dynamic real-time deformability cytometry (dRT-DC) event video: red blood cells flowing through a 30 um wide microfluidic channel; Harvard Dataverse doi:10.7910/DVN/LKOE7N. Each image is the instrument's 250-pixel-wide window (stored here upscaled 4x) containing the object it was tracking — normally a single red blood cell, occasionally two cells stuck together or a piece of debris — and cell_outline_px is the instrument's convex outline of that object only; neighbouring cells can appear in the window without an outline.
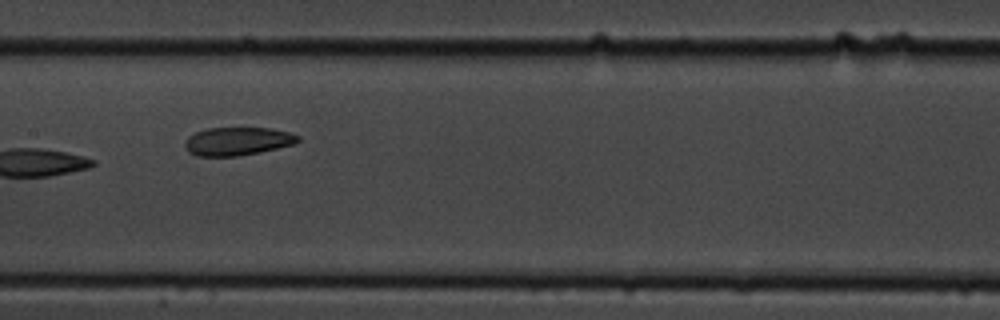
{"species": "common noctule bat (a hibernating species)", "species_latin": "Nyctalus noctula", "temperature_condition": "cold", "stored_images_in_passage": 10, "camera_frame_rate_fps": 3000, "um_per_image_px": 0.085, "animal": {"sex": "male", "body_mass_g": 19.5, "forearm_length_mm": 54.6}, "frame": {"image": 1, "passage_image": 9, "time_ms": 9.333, "image_size_px": [1000, 320], "cell_outline_px": [[300, 140], [296, 144], [260, 152], [236, 156], [196, 156], [188, 152], [184, 144], [188, 136], [196, 132], [208, 128], [272, 128], [288, 132], [300, 136]], "centroid_in_image_um": [20.2, 12.01], "position_along_channel_um": 187.2, "area_um2": 18.67}}
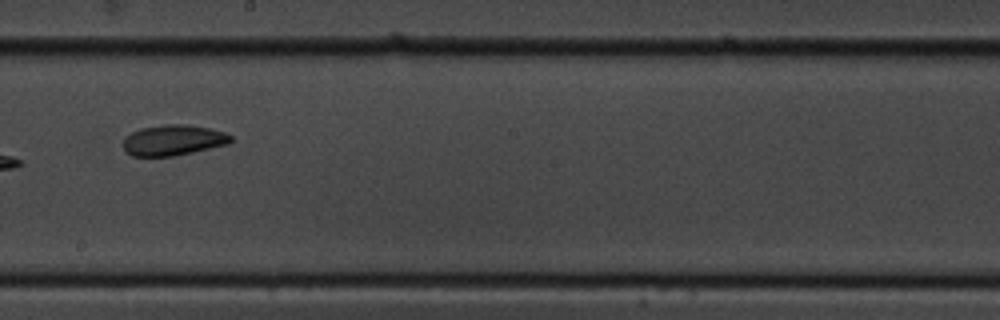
{"frame": {"image": 2, "passage_image": 10, "time_ms": 10.667, "image_size_px": [1000, 320], "cell_outline_px": [[232, 140], [228, 144], [192, 152], [172, 156], [132, 156], [124, 152], [124, 140], [132, 132], [140, 128], [164, 124], [188, 124], [208, 128], [224, 132], [232, 136]], "centroid_in_image_um": [14.72, 11.91], "position_along_channel_um": 233.5, "area_um2": 19.13}}